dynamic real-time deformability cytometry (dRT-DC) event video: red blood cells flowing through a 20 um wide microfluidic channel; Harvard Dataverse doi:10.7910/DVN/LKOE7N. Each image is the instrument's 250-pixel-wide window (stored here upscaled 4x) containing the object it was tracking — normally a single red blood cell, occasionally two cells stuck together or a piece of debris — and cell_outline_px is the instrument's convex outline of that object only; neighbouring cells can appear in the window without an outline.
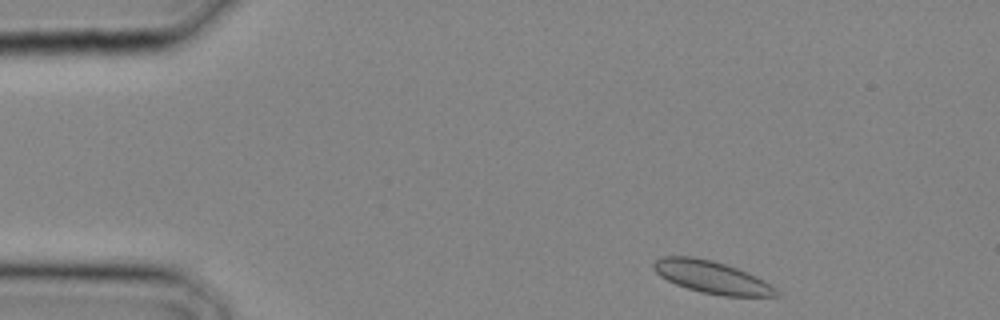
{"species": "common noctule bat (a hibernating species)", "species_latin": "Nyctalus noctula", "temperature_condition": "cold", "stored_images_in_passage": 25, "camera_frame_rate_fps": 3000, "um_per_image_px": 0.085, "animal": {"sex": "male", "body_mass_g": 20.4}, "frame": {"image": 1, "passage_image": 1, "time_ms": 0.0, "image_size_px": [1000, 320], "cell_outline_px": [[780, 296], [724, 296], [700, 292], [676, 284], [660, 276], [652, 268], [652, 264], [660, 256], [692, 256], [712, 260], [736, 268], [764, 280], [776, 288], [780, 292]], "centroid_in_image_um": [60.49, 23.56], "position_along_channel_um": 24.5, "area_um2": 23.06}}
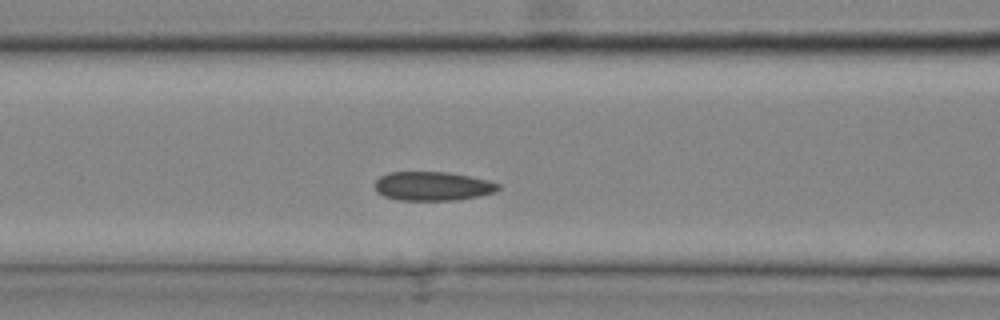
{"frame": {"image": 2, "passage_image": 9, "time_ms": 2.667, "image_size_px": [1000, 320], "cell_outline_px": [[500, 188], [496, 192], [480, 196], [456, 200], [400, 200], [384, 196], [376, 192], [376, 180], [380, 176], [388, 172], [448, 172], [488, 180], [500, 184]], "centroid_in_image_um": [36.79, 15.82], "position_along_channel_um": 129.8, "area_um2": 20.87}}
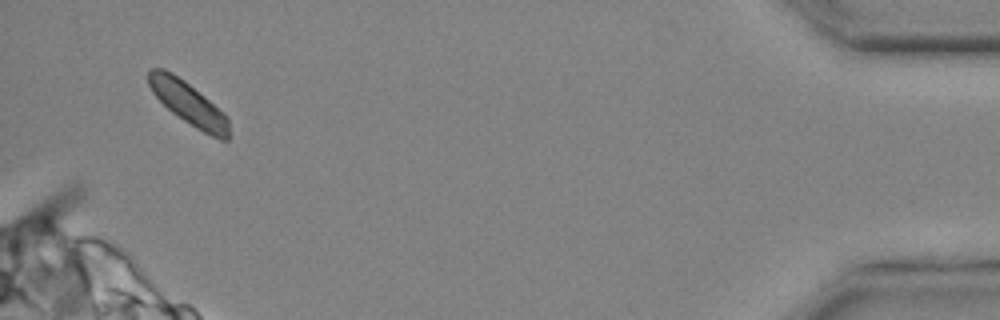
{"frame": {"image": 3, "passage_image": 25, "time_ms": 8.0, "image_size_px": [1000, 320], "cell_outline_px": [[228, 140], [220, 140], [196, 128], [172, 112], [152, 92], [148, 84], [148, 72], [152, 68], [164, 68], [172, 72], [184, 80], [224, 112], [228, 116]], "centroid_in_image_um": [16.01, 8.77], "position_along_channel_um": 419.2, "area_um2": 19.83}}